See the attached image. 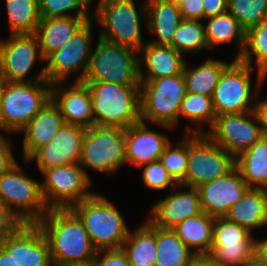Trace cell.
Returning <instances> with one entry per match:
<instances>
[{"instance_id": "49", "label": "cell", "mask_w": 267, "mask_h": 266, "mask_svg": "<svg viewBox=\"0 0 267 266\" xmlns=\"http://www.w3.org/2000/svg\"><path fill=\"white\" fill-rule=\"evenodd\" d=\"M0 266H18L13 256H11L3 247L0 249Z\"/></svg>"}, {"instance_id": "22", "label": "cell", "mask_w": 267, "mask_h": 266, "mask_svg": "<svg viewBox=\"0 0 267 266\" xmlns=\"http://www.w3.org/2000/svg\"><path fill=\"white\" fill-rule=\"evenodd\" d=\"M187 191H176L157 201L152 206L148 221L160 228H173L187 218L202 213L201 202L196 188L186 187Z\"/></svg>"}, {"instance_id": "17", "label": "cell", "mask_w": 267, "mask_h": 266, "mask_svg": "<svg viewBox=\"0 0 267 266\" xmlns=\"http://www.w3.org/2000/svg\"><path fill=\"white\" fill-rule=\"evenodd\" d=\"M86 128L65 123L44 146L36 149L25 161L36 160L42 172L45 169L79 163Z\"/></svg>"}, {"instance_id": "1", "label": "cell", "mask_w": 267, "mask_h": 266, "mask_svg": "<svg viewBox=\"0 0 267 266\" xmlns=\"http://www.w3.org/2000/svg\"><path fill=\"white\" fill-rule=\"evenodd\" d=\"M49 246L52 263L94 262L98 250L80 218L69 209H49L36 223Z\"/></svg>"}, {"instance_id": "53", "label": "cell", "mask_w": 267, "mask_h": 266, "mask_svg": "<svg viewBox=\"0 0 267 266\" xmlns=\"http://www.w3.org/2000/svg\"><path fill=\"white\" fill-rule=\"evenodd\" d=\"M5 80L0 76V118H1V100H2V93L4 89Z\"/></svg>"}, {"instance_id": "47", "label": "cell", "mask_w": 267, "mask_h": 266, "mask_svg": "<svg viewBox=\"0 0 267 266\" xmlns=\"http://www.w3.org/2000/svg\"><path fill=\"white\" fill-rule=\"evenodd\" d=\"M254 103V113L262 127L264 135H267V98L264 100L262 98L260 100L257 99Z\"/></svg>"}, {"instance_id": "24", "label": "cell", "mask_w": 267, "mask_h": 266, "mask_svg": "<svg viewBox=\"0 0 267 266\" xmlns=\"http://www.w3.org/2000/svg\"><path fill=\"white\" fill-rule=\"evenodd\" d=\"M66 123L58 107L48 101L20 131L24 133L23 154L26 160L36 149L46 145Z\"/></svg>"}, {"instance_id": "33", "label": "cell", "mask_w": 267, "mask_h": 266, "mask_svg": "<svg viewBox=\"0 0 267 266\" xmlns=\"http://www.w3.org/2000/svg\"><path fill=\"white\" fill-rule=\"evenodd\" d=\"M156 244L154 266H186L195 255L170 228L156 226Z\"/></svg>"}, {"instance_id": "40", "label": "cell", "mask_w": 267, "mask_h": 266, "mask_svg": "<svg viewBox=\"0 0 267 266\" xmlns=\"http://www.w3.org/2000/svg\"><path fill=\"white\" fill-rule=\"evenodd\" d=\"M93 0H39L41 17H69L68 11H75V17L90 16ZM77 11V12H76ZM68 14H67V13Z\"/></svg>"}, {"instance_id": "2", "label": "cell", "mask_w": 267, "mask_h": 266, "mask_svg": "<svg viewBox=\"0 0 267 266\" xmlns=\"http://www.w3.org/2000/svg\"><path fill=\"white\" fill-rule=\"evenodd\" d=\"M92 100L94 123L126 129L141 121L140 86L84 82Z\"/></svg>"}, {"instance_id": "7", "label": "cell", "mask_w": 267, "mask_h": 266, "mask_svg": "<svg viewBox=\"0 0 267 266\" xmlns=\"http://www.w3.org/2000/svg\"><path fill=\"white\" fill-rule=\"evenodd\" d=\"M188 163L185 178L179 183L197 188L229 173L235 167V158L216 144L206 130L187 127Z\"/></svg>"}, {"instance_id": "8", "label": "cell", "mask_w": 267, "mask_h": 266, "mask_svg": "<svg viewBox=\"0 0 267 266\" xmlns=\"http://www.w3.org/2000/svg\"><path fill=\"white\" fill-rule=\"evenodd\" d=\"M48 81L6 82L1 100L0 130L20 132L51 100Z\"/></svg>"}, {"instance_id": "21", "label": "cell", "mask_w": 267, "mask_h": 266, "mask_svg": "<svg viewBox=\"0 0 267 266\" xmlns=\"http://www.w3.org/2000/svg\"><path fill=\"white\" fill-rule=\"evenodd\" d=\"M170 143L168 136L148 128L146 122H138L125 129L126 163L140 166L158 161Z\"/></svg>"}, {"instance_id": "29", "label": "cell", "mask_w": 267, "mask_h": 266, "mask_svg": "<svg viewBox=\"0 0 267 266\" xmlns=\"http://www.w3.org/2000/svg\"><path fill=\"white\" fill-rule=\"evenodd\" d=\"M235 166L249 188L267 190V135L235 158Z\"/></svg>"}, {"instance_id": "5", "label": "cell", "mask_w": 267, "mask_h": 266, "mask_svg": "<svg viewBox=\"0 0 267 266\" xmlns=\"http://www.w3.org/2000/svg\"><path fill=\"white\" fill-rule=\"evenodd\" d=\"M141 1V8L137 10L134 0H99L92 12V18L101 26L98 37L139 51L145 44L141 19L146 14L144 0Z\"/></svg>"}, {"instance_id": "12", "label": "cell", "mask_w": 267, "mask_h": 266, "mask_svg": "<svg viewBox=\"0 0 267 266\" xmlns=\"http://www.w3.org/2000/svg\"><path fill=\"white\" fill-rule=\"evenodd\" d=\"M41 173L45 177L41 191L49 209H69L95 193L87 191L91 178L79 163L51 167Z\"/></svg>"}, {"instance_id": "26", "label": "cell", "mask_w": 267, "mask_h": 266, "mask_svg": "<svg viewBox=\"0 0 267 266\" xmlns=\"http://www.w3.org/2000/svg\"><path fill=\"white\" fill-rule=\"evenodd\" d=\"M147 29L158 37L150 43L172 47V37L183 20L179 7L166 0H144ZM148 16V17H147Z\"/></svg>"}, {"instance_id": "39", "label": "cell", "mask_w": 267, "mask_h": 266, "mask_svg": "<svg viewBox=\"0 0 267 266\" xmlns=\"http://www.w3.org/2000/svg\"><path fill=\"white\" fill-rule=\"evenodd\" d=\"M159 161L179 184L186 175L188 163V133L176 145L171 142L165 147Z\"/></svg>"}, {"instance_id": "44", "label": "cell", "mask_w": 267, "mask_h": 266, "mask_svg": "<svg viewBox=\"0 0 267 266\" xmlns=\"http://www.w3.org/2000/svg\"><path fill=\"white\" fill-rule=\"evenodd\" d=\"M12 143L9 138L0 135V176L6 173L18 161L13 156Z\"/></svg>"}, {"instance_id": "3", "label": "cell", "mask_w": 267, "mask_h": 266, "mask_svg": "<svg viewBox=\"0 0 267 266\" xmlns=\"http://www.w3.org/2000/svg\"><path fill=\"white\" fill-rule=\"evenodd\" d=\"M70 209L80 218L98 251L122 248L129 229L109 199L94 193Z\"/></svg>"}, {"instance_id": "43", "label": "cell", "mask_w": 267, "mask_h": 266, "mask_svg": "<svg viewBox=\"0 0 267 266\" xmlns=\"http://www.w3.org/2000/svg\"><path fill=\"white\" fill-rule=\"evenodd\" d=\"M24 224L9 209L0 212V238L4 240L11 237Z\"/></svg>"}, {"instance_id": "16", "label": "cell", "mask_w": 267, "mask_h": 266, "mask_svg": "<svg viewBox=\"0 0 267 266\" xmlns=\"http://www.w3.org/2000/svg\"><path fill=\"white\" fill-rule=\"evenodd\" d=\"M257 251V240L246 228L216 218L210 256L217 266H240Z\"/></svg>"}, {"instance_id": "10", "label": "cell", "mask_w": 267, "mask_h": 266, "mask_svg": "<svg viewBox=\"0 0 267 266\" xmlns=\"http://www.w3.org/2000/svg\"><path fill=\"white\" fill-rule=\"evenodd\" d=\"M17 162L0 176V195L7 207L25 224H36L49 211L41 183L22 172Z\"/></svg>"}, {"instance_id": "4", "label": "cell", "mask_w": 267, "mask_h": 266, "mask_svg": "<svg viewBox=\"0 0 267 266\" xmlns=\"http://www.w3.org/2000/svg\"><path fill=\"white\" fill-rule=\"evenodd\" d=\"M187 93L183 73L141 82V121L174 129L179 122L182 101Z\"/></svg>"}, {"instance_id": "15", "label": "cell", "mask_w": 267, "mask_h": 266, "mask_svg": "<svg viewBox=\"0 0 267 266\" xmlns=\"http://www.w3.org/2000/svg\"><path fill=\"white\" fill-rule=\"evenodd\" d=\"M258 124L254 111L221 114L216 115L213 126L206 134L226 152L237 158L264 135L261 125Z\"/></svg>"}, {"instance_id": "54", "label": "cell", "mask_w": 267, "mask_h": 266, "mask_svg": "<svg viewBox=\"0 0 267 266\" xmlns=\"http://www.w3.org/2000/svg\"><path fill=\"white\" fill-rule=\"evenodd\" d=\"M167 2L172 3L175 6H180L185 0H166Z\"/></svg>"}, {"instance_id": "18", "label": "cell", "mask_w": 267, "mask_h": 266, "mask_svg": "<svg viewBox=\"0 0 267 266\" xmlns=\"http://www.w3.org/2000/svg\"><path fill=\"white\" fill-rule=\"evenodd\" d=\"M202 211L213 218H224L229 209L242 199L249 189L235 166L226 175L197 188Z\"/></svg>"}, {"instance_id": "34", "label": "cell", "mask_w": 267, "mask_h": 266, "mask_svg": "<svg viewBox=\"0 0 267 266\" xmlns=\"http://www.w3.org/2000/svg\"><path fill=\"white\" fill-rule=\"evenodd\" d=\"M11 34H35L40 22L39 0H5Z\"/></svg>"}, {"instance_id": "6", "label": "cell", "mask_w": 267, "mask_h": 266, "mask_svg": "<svg viewBox=\"0 0 267 266\" xmlns=\"http://www.w3.org/2000/svg\"><path fill=\"white\" fill-rule=\"evenodd\" d=\"M83 82H112L125 86H140L138 51L98 37L96 48H92Z\"/></svg>"}, {"instance_id": "46", "label": "cell", "mask_w": 267, "mask_h": 266, "mask_svg": "<svg viewBox=\"0 0 267 266\" xmlns=\"http://www.w3.org/2000/svg\"><path fill=\"white\" fill-rule=\"evenodd\" d=\"M228 0H203V19L227 12Z\"/></svg>"}, {"instance_id": "35", "label": "cell", "mask_w": 267, "mask_h": 266, "mask_svg": "<svg viewBox=\"0 0 267 266\" xmlns=\"http://www.w3.org/2000/svg\"><path fill=\"white\" fill-rule=\"evenodd\" d=\"M256 68L267 76V19L249 28L245 34V46L238 60L252 67L253 56Z\"/></svg>"}, {"instance_id": "41", "label": "cell", "mask_w": 267, "mask_h": 266, "mask_svg": "<svg viewBox=\"0 0 267 266\" xmlns=\"http://www.w3.org/2000/svg\"><path fill=\"white\" fill-rule=\"evenodd\" d=\"M140 167L143 168V182L149 189L166 190L171 186V188L175 190L176 188L184 187L174 180L159 160L144 164Z\"/></svg>"}, {"instance_id": "38", "label": "cell", "mask_w": 267, "mask_h": 266, "mask_svg": "<svg viewBox=\"0 0 267 266\" xmlns=\"http://www.w3.org/2000/svg\"><path fill=\"white\" fill-rule=\"evenodd\" d=\"M227 11L247 31L267 19V0H228Z\"/></svg>"}, {"instance_id": "55", "label": "cell", "mask_w": 267, "mask_h": 266, "mask_svg": "<svg viewBox=\"0 0 267 266\" xmlns=\"http://www.w3.org/2000/svg\"><path fill=\"white\" fill-rule=\"evenodd\" d=\"M7 209L1 195H0V212L5 211Z\"/></svg>"}, {"instance_id": "13", "label": "cell", "mask_w": 267, "mask_h": 266, "mask_svg": "<svg viewBox=\"0 0 267 266\" xmlns=\"http://www.w3.org/2000/svg\"><path fill=\"white\" fill-rule=\"evenodd\" d=\"M92 18L86 20L73 34L71 40L61 49L50 54L44 67L46 80L51 84L63 82L68 76L78 73L74 82H83L91 57ZM80 70V71H79Z\"/></svg>"}, {"instance_id": "56", "label": "cell", "mask_w": 267, "mask_h": 266, "mask_svg": "<svg viewBox=\"0 0 267 266\" xmlns=\"http://www.w3.org/2000/svg\"><path fill=\"white\" fill-rule=\"evenodd\" d=\"M2 244H3V239L0 238V249L2 248Z\"/></svg>"}, {"instance_id": "32", "label": "cell", "mask_w": 267, "mask_h": 266, "mask_svg": "<svg viewBox=\"0 0 267 266\" xmlns=\"http://www.w3.org/2000/svg\"><path fill=\"white\" fill-rule=\"evenodd\" d=\"M230 64L222 60L208 58L196 68H191L187 66L186 62L183 68V75L187 92L212 97L221 74Z\"/></svg>"}, {"instance_id": "25", "label": "cell", "mask_w": 267, "mask_h": 266, "mask_svg": "<svg viewBox=\"0 0 267 266\" xmlns=\"http://www.w3.org/2000/svg\"><path fill=\"white\" fill-rule=\"evenodd\" d=\"M92 17H41L35 35L44 60L71 40L75 31Z\"/></svg>"}, {"instance_id": "14", "label": "cell", "mask_w": 267, "mask_h": 266, "mask_svg": "<svg viewBox=\"0 0 267 266\" xmlns=\"http://www.w3.org/2000/svg\"><path fill=\"white\" fill-rule=\"evenodd\" d=\"M38 58L45 61L35 34H11L9 39L0 40V76L6 82L47 81L45 69L30 79L26 77Z\"/></svg>"}, {"instance_id": "52", "label": "cell", "mask_w": 267, "mask_h": 266, "mask_svg": "<svg viewBox=\"0 0 267 266\" xmlns=\"http://www.w3.org/2000/svg\"><path fill=\"white\" fill-rule=\"evenodd\" d=\"M57 266H96L94 262L90 263H63L57 264Z\"/></svg>"}, {"instance_id": "27", "label": "cell", "mask_w": 267, "mask_h": 266, "mask_svg": "<svg viewBox=\"0 0 267 266\" xmlns=\"http://www.w3.org/2000/svg\"><path fill=\"white\" fill-rule=\"evenodd\" d=\"M225 218L239 226L252 229L267 226V190L249 188L242 199L234 204Z\"/></svg>"}, {"instance_id": "9", "label": "cell", "mask_w": 267, "mask_h": 266, "mask_svg": "<svg viewBox=\"0 0 267 266\" xmlns=\"http://www.w3.org/2000/svg\"><path fill=\"white\" fill-rule=\"evenodd\" d=\"M252 70L253 68L250 65H246L238 59H233L231 64L223 71L212 96L216 115L254 111L255 103L251 105V102L257 97V93H259L258 91H260V87L267 76L257 70L256 85L258 88L255 89L253 95L251 91Z\"/></svg>"}, {"instance_id": "23", "label": "cell", "mask_w": 267, "mask_h": 266, "mask_svg": "<svg viewBox=\"0 0 267 266\" xmlns=\"http://www.w3.org/2000/svg\"><path fill=\"white\" fill-rule=\"evenodd\" d=\"M138 53L141 82L183 73L186 60L185 58L183 59L181 53L171 46L156 45L149 41L143 45ZM143 64L148 70L146 76L144 74L145 71L143 69L145 68L143 67Z\"/></svg>"}, {"instance_id": "50", "label": "cell", "mask_w": 267, "mask_h": 266, "mask_svg": "<svg viewBox=\"0 0 267 266\" xmlns=\"http://www.w3.org/2000/svg\"><path fill=\"white\" fill-rule=\"evenodd\" d=\"M257 254L267 264V238L263 240H257Z\"/></svg>"}, {"instance_id": "11", "label": "cell", "mask_w": 267, "mask_h": 266, "mask_svg": "<svg viewBox=\"0 0 267 266\" xmlns=\"http://www.w3.org/2000/svg\"><path fill=\"white\" fill-rule=\"evenodd\" d=\"M79 164L96 172L112 174L126 164L125 129L93 125L86 128Z\"/></svg>"}, {"instance_id": "48", "label": "cell", "mask_w": 267, "mask_h": 266, "mask_svg": "<svg viewBox=\"0 0 267 266\" xmlns=\"http://www.w3.org/2000/svg\"><path fill=\"white\" fill-rule=\"evenodd\" d=\"M186 266H217L210 254H195Z\"/></svg>"}, {"instance_id": "30", "label": "cell", "mask_w": 267, "mask_h": 266, "mask_svg": "<svg viewBox=\"0 0 267 266\" xmlns=\"http://www.w3.org/2000/svg\"><path fill=\"white\" fill-rule=\"evenodd\" d=\"M131 266H154L156 259V226L148 220L133 233H128L122 245Z\"/></svg>"}, {"instance_id": "28", "label": "cell", "mask_w": 267, "mask_h": 266, "mask_svg": "<svg viewBox=\"0 0 267 266\" xmlns=\"http://www.w3.org/2000/svg\"><path fill=\"white\" fill-rule=\"evenodd\" d=\"M215 218L202 212L171 228L194 254H209Z\"/></svg>"}, {"instance_id": "36", "label": "cell", "mask_w": 267, "mask_h": 266, "mask_svg": "<svg viewBox=\"0 0 267 266\" xmlns=\"http://www.w3.org/2000/svg\"><path fill=\"white\" fill-rule=\"evenodd\" d=\"M201 20L183 19L172 37V48L181 53L193 52L201 49H209L206 38L205 26Z\"/></svg>"}, {"instance_id": "20", "label": "cell", "mask_w": 267, "mask_h": 266, "mask_svg": "<svg viewBox=\"0 0 267 266\" xmlns=\"http://www.w3.org/2000/svg\"><path fill=\"white\" fill-rule=\"evenodd\" d=\"M63 82L51 86V100L58 107L66 123L90 128L94 123L91 94L84 82H72L61 86Z\"/></svg>"}, {"instance_id": "45", "label": "cell", "mask_w": 267, "mask_h": 266, "mask_svg": "<svg viewBox=\"0 0 267 266\" xmlns=\"http://www.w3.org/2000/svg\"><path fill=\"white\" fill-rule=\"evenodd\" d=\"M179 10L183 19L203 20V0H185Z\"/></svg>"}, {"instance_id": "37", "label": "cell", "mask_w": 267, "mask_h": 266, "mask_svg": "<svg viewBox=\"0 0 267 266\" xmlns=\"http://www.w3.org/2000/svg\"><path fill=\"white\" fill-rule=\"evenodd\" d=\"M186 118L192 123H196L197 129L199 126L202 127L204 122L208 123L209 129L213 126L216 113L213 107V101L211 96L195 94L187 92L180 108V117Z\"/></svg>"}, {"instance_id": "19", "label": "cell", "mask_w": 267, "mask_h": 266, "mask_svg": "<svg viewBox=\"0 0 267 266\" xmlns=\"http://www.w3.org/2000/svg\"><path fill=\"white\" fill-rule=\"evenodd\" d=\"M2 247L13 256L18 266H50L48 243L37 224L22 225Z\"/></svg>"}, {"instance_id": "42", "label": "cell", "mask_w": 267, "mask_h": 266, "mask_svg": "<svg viewBox=\"0 0 267 266\" xmlns=\"http://www.w3.org/2000/svg\"><path fill=\"white\" fill-rule=\"evenodd\" d=\"M100 255H103L101 259ZM94 263L96 266H131L122 248L98 251Z\"/></svg>"}, {"instance_id": "31", "label": "cell", "mask_w": 267, "mask_h": 266, "mask_svg": "<svg viewBox=\"0 0 267 266\" xmlns=\"http://www.w3.org/2000/svg\"><path fill=\"white\" fill-rule=\"evenodd\" d=\"M204 20L207 21L205 33L209 49L231 43L235 39L238 50L235 59H238L244 50L246 31L237 20L228 11Z\"/></svg>"}, {"instance_id": "51", "label": "cell", "mask_w": 267, "mask_h": 266, "mask_svg": "<svg viewBox=\"0 0 267 266\" xmlns=\"http://www.w3.org/2000/svg\"><path fill=\"white\" fill-rule=\"evenodd\" d=\"M240 266H267L257 252Z\"/></svg>"}]
</instances>
